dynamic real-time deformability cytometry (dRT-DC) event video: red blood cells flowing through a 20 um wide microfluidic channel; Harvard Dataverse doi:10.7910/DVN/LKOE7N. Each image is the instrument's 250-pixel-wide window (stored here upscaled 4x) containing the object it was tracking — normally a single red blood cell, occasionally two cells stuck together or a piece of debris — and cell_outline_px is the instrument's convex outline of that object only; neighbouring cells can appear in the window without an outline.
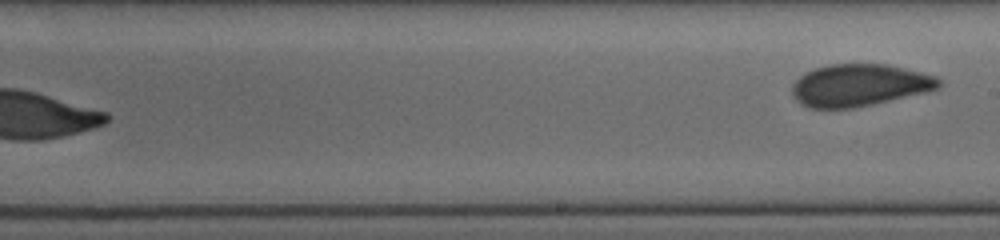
{"species": "human", "species_latin": "Homo sapiens", "temperature_condition": "cold", "stored_images_in_passage": 19, "segment_of_instrument_passage": [2, 2], "camera_frame_rate_fps": 3000, "um_per_image_px": 0.085, "donor": {"sex": "female"}, "frame": {"image": 1, "passage_image": 19, "time_ms": 10.333, "image_size_px": [1000, 240], "cell_outline_px": [[944, 84], [940, 88], [928, 92], [856, 108], [808, 108], [800, 104], [792, 96], [792, 84], [800, 76], [816, 68], [828, 64], [888, 64], [936, 76]], "centroid_in_image_um": [73.07, 7.25], "position_along_channel_um": 215.9, "area_um2": 36.36}}